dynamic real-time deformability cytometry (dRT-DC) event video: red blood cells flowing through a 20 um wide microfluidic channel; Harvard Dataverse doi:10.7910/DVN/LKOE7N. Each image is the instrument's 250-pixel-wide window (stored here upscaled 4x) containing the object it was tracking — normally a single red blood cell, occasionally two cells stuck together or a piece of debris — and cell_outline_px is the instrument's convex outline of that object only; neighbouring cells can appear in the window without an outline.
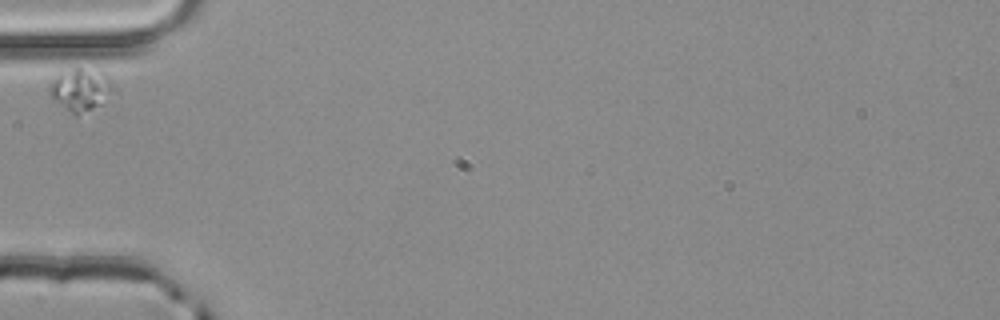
{"species": "common noctule bat (a hibernating species)", "species_latin": "Nyctalus noctula", "temperature_condition": "room temperature", "stored_images_in_passage": 1, "camera_frame_rate_fps": 3000, "um_per_image_px": 0.085, "animal": {"sex": "male", "body_mass_g": 20.4}, "frame": {"image": 1, "passage_image": 1, "time_ms": 0.0, "image_size_px": [1000, 320], "cell_outline_px": [[120, 96], [76, 116], [52, 100], [48, 92], [48, 88], [52, 80], [60, 72], [76, 64], [100, 68], [108, 76], [116, 88]], "centroid_in_image_um": [6.96, 7.55], "position_along_channel_um": 78.0, "area_um2": 17.51}}